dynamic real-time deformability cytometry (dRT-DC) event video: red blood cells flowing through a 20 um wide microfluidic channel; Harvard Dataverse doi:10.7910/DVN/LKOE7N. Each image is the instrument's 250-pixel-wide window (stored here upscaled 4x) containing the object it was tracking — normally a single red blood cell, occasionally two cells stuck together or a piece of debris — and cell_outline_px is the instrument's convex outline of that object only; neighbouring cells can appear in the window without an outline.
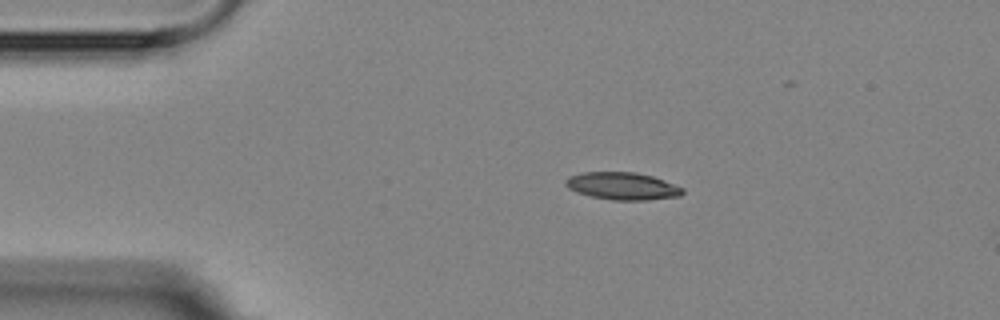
{"species": "Egyptian fruit bat (a non-hibernating species)", "species_latin": "Rousettus aegyptiacus", "temperature_condition": "room temperature", "stored_images_in_passage": 3, "camera_frame_rate_fps": 3000, "um_per_image_px": 0.085, "animal": {"sex": "female"}, "frame": {"image": 1, "passage_image": 1, "time_ms": 0.0, "image_size_px": [1000, 320], "cell_outline_px": [[684, 192], [680, 196], [648, 200], [612, 200], [592, 196], [576, 192], [568, 188], [564, 184], [564, 180], [568, 176], [584, 172], [636, 172], [652, 176], [664, 180], [684, 188]], "centroid_in_image_um": [52.9, 15.81], "position_along_channel_um": 32.1, "area_um2": 18.79}}
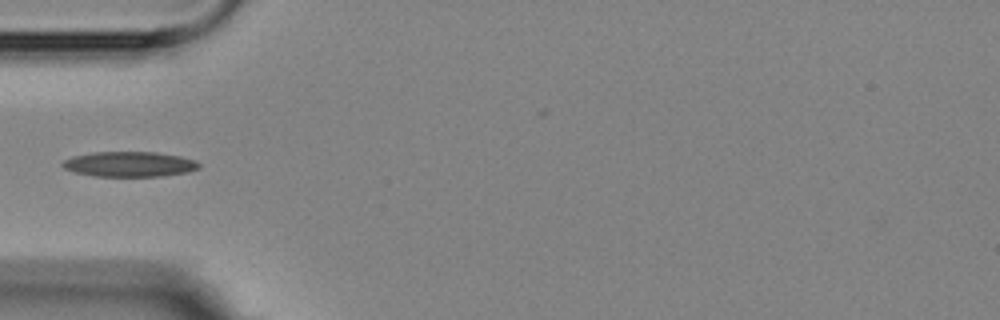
{"frame": {"image": 2, "passage_image": 3, "time_ms": 2.333, "image_size_px": [1000, 320], "cell_outline_px": [[200, 168], [188, 172], [160, 176], [92, 176], [76, 172], [64, 168], [60, 164], [64, 160], [72, 156], [92, 152], [156, 152], [180, 156], [196, 160], [200, 164]], "centroid_in_image_um": [11.01, 13.95], "position_along_channel_um": 74.0, "area_um2": 20.06}}